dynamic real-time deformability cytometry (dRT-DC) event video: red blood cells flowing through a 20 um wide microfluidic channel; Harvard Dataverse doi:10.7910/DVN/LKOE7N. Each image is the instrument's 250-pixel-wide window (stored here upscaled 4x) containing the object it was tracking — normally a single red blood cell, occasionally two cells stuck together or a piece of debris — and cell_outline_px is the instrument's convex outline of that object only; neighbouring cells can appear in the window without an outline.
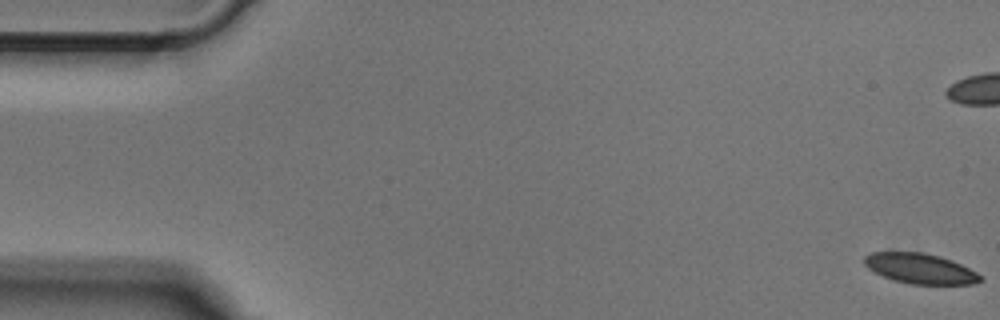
{"species": "Egyptian fruit bat (a non-hibernating species)", "species_latin": "Rousettus aegyptiacus", "temperature_condition": "cold", "stored_images_in_passage": 16, "camera_frame_rate_fps": 3000, "um_per_image_px": 0.085, "animal": {"sex": "male"}, "frame": {"image": 1, "passage_image": 1, "time_ms": 0.0, "image_size_px": [1000, 320], "cell_outline_px": [[984, 280], [972, 284], [908, 284], [892, 280], [868, 268], [864, 264], [864, 256], [872, 252], [924, 252], [940, 256], [952, 260], [984, 276]], "centroid_in_image_um": [78.24, 22.83], "position_along_channel_um": 6.8, "area_um2": 20.52}}